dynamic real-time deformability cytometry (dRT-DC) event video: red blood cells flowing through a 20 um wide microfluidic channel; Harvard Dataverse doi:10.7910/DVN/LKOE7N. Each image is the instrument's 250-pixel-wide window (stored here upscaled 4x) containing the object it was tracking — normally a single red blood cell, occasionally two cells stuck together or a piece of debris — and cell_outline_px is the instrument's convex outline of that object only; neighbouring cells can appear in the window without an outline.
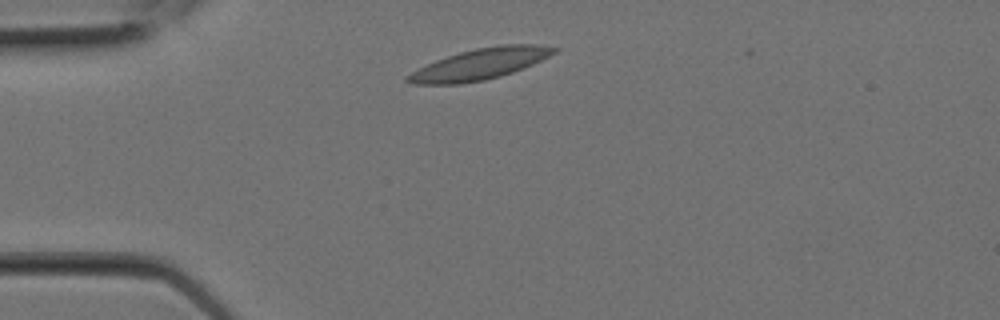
{"species": "Egyptian fruit bat (a non-hibernating species)", "species_latin": "Rousettus aegyptiacus", "temperature_condition": "room temperature", "stored_images_in_passage": 4, "camera_frame_rate_fps": 3000, "um_per_image_px": 0.085, "animal": {"sex": "female"}, "frame": {"image": 1, "passage_image": 2, "time_ms": 0.333, "image_size_px": [1000, 320], "cell_outline_px": [[560, 48], [556, 52], [532, 64], [512, 72], [500, 76], [484, 80], [460, 84], [416, 84], [404, 80], [404, 76], [436, 60], [460, 52], [476, 48], [500, 44], [540, 44]], "centroid_in_image_um": [40.81, 5.44], "position_along_channel_um": 44.2, "area_um2": 26.24}}